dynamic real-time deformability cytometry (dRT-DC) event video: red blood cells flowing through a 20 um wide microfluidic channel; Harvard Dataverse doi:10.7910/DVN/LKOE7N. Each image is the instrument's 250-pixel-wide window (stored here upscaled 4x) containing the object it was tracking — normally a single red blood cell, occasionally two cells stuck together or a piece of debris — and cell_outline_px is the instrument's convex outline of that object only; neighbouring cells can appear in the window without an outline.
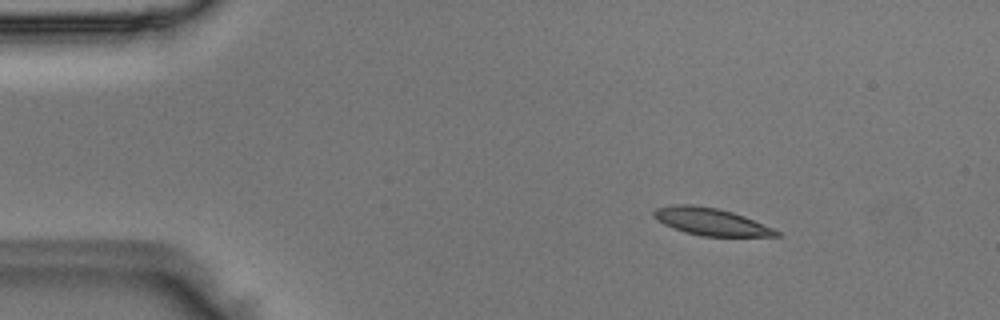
{"species": "Egyptian fruit bat (a non-hibernating species)", "species_latin": "Rousettus aegyptiacus", "temperature_condition": "room temperature", "stored_images_in_passage": 50, "camera_frame_rate_fps": 3000, "um_per_image_px": 0.085, "animal": {"sex": "male"}, "frame": {"image": 1, "passage_image": 7, "time_ms": 2.0, "image_size_px": [1000, 320], "cell_outline_px": [[780, 236], [700, 236], [684, 232], [672, 228], [656, 220], [652, 216], [652, 212], [656, 208], [676, 204], [692, 204], [716, 208], [732, 212], [744, 216], [772, 228], [780, 232]], "centroid_in_image_um": [60.36, 18.84], "position_along_channel_um": 24.6, "area_um2": 19.42}}
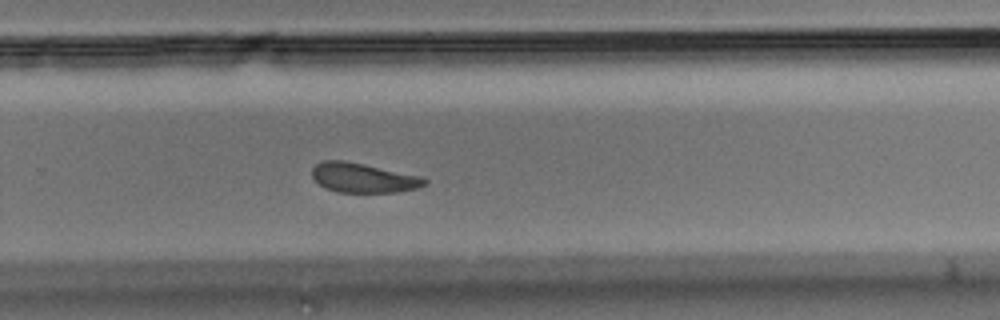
{"frame": {"image": 2, "passage_image": 33, "time_ms": 10.667, "image_size_px": [1000, 320], "cell_outline_px": [[428, 184], [416, 188], [396, 192], [336, 192], [324, 188], [312, 176], [312, 168], [316, 164], [324, 160], [344, 160], [424, 176], [428, 180]], "centroid_in_image_um": [30.91, 15.11], "position_along_channel_um": 298.9, "area_um2": 19.54}}
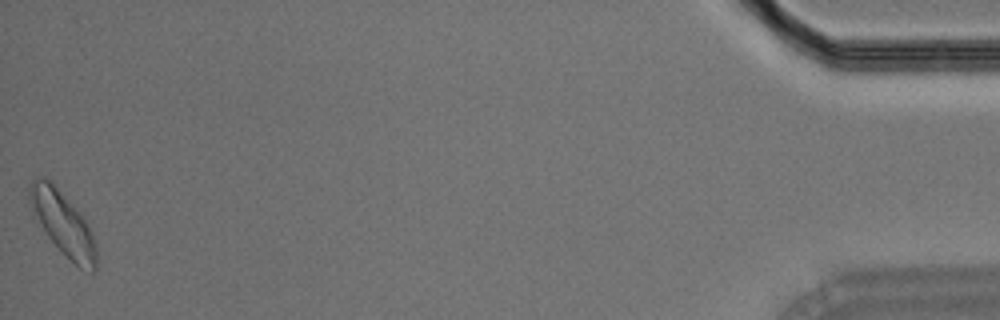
{"frame": {"image": 3, "passage_image": 50, "time_ms": 16.333, "image_size_px": [1000, 320], "cell_outline_px": [[96, 268], [92, 272], [80, 268], [48, 236], [32, 216], [28, 196], [28, 184], [36, 176], [44, 176], [84, 216], [92, 232], [96, 248]], "centroid_in_image_um": [5.31, 18.94], "position_along_channel_um": 429.9, "area_um2": 24.45}}